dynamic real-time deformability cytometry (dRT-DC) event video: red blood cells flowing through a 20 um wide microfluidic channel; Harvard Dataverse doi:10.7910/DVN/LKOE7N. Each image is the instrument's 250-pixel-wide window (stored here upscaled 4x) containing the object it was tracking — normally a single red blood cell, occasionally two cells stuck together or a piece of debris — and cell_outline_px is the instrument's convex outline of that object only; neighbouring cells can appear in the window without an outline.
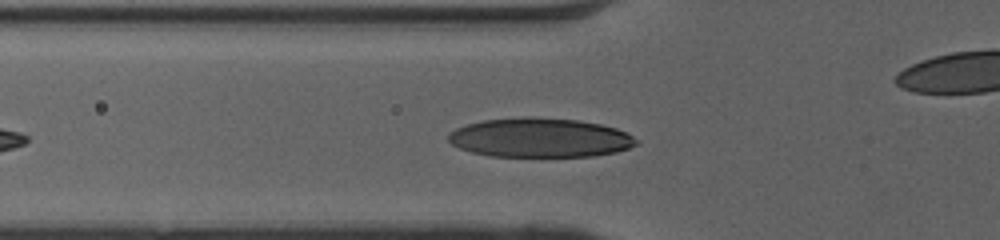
{"species": "human", "species_latin": "Homo sapiens", "temperature_condition": "cold", "stored_images_in_passage": 35, "camera_frame_rate_fps": 3000, "um_per_image_px": 0.085, "donor": {"sex": "female"}, "frame": {"image": 1, "passage_image": 6, "time_ms": 1.667, "image_size_px": [1000, 240], "cell_outline_px": [[640, 144], [616, 152], [592, 156], [488, 156], [472, 152], [460, 148], [452, 144], [448, 140], [448, 136], [456, 128], [468, 124], [484, 120], [520, 116], [532, 116], [580, 120], [600, 124], [616, 128], [640, 140]], "centroid_in_image_um": [45.92, 11.69], "position_along_channel_um": 79.9, "area_um2": 43.18}}
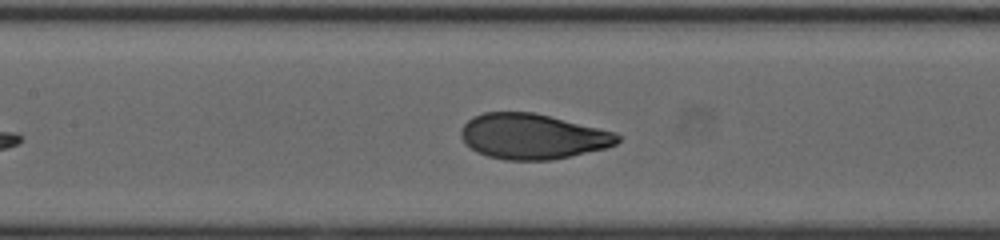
{"frame": {"image": 2, "passage_image": 12, "time_ms": 3.667, "image_size_px": [1000, 240], "cell_outline_px": [[620, 140], [616, 144], [608, 148], [552, 160], [504, 160], [488, 156], [476, 152], [460, 136], [460, 132], [464, 124], [472, 116], [484, 112], [532, 112], [616, 132], [620, 136]], "centroid_in_image_um": [45.28, 11.6], "position_along_channel_um": 162.1, "area_um2": 41.33}}
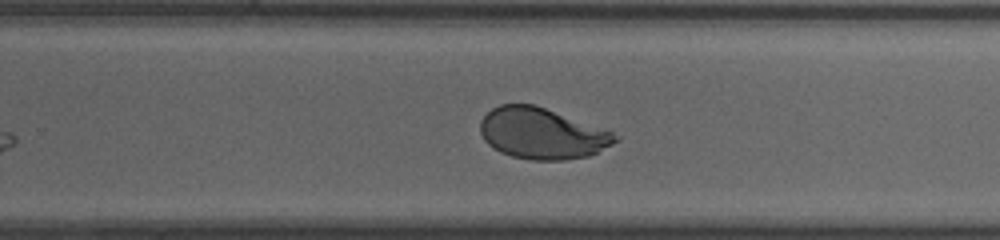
{"frame": {"image": 3, "passage_image": 21, "time_ms": 6.667, "image_size_px": [1000, 240], "cell_outline_px": [[620, 136], [612, 144], [588, 156], [564, 160], [532, 160], [512, 156], [500, 152], [492, 148], [484, 140], [480, 132], [480, 120], [492, 108], [500, 104], [536, 104], [612, 132]], "centroid_in_image_um": [46.02, 11.34], "position_along_channel_um": 283.8, "area_um2": 40.0}, "authors_computed_cell_mechanics": {"area_um2": 41.5004, "velocity_mm_per_s": 4.0667, "shape_relaxation_time_tau1_ms": 3.6391, "shape_relaxation_time_tau2_ms": null, "deformation_change_tau1": 0.2034, "deformation_change_tau2": null}}